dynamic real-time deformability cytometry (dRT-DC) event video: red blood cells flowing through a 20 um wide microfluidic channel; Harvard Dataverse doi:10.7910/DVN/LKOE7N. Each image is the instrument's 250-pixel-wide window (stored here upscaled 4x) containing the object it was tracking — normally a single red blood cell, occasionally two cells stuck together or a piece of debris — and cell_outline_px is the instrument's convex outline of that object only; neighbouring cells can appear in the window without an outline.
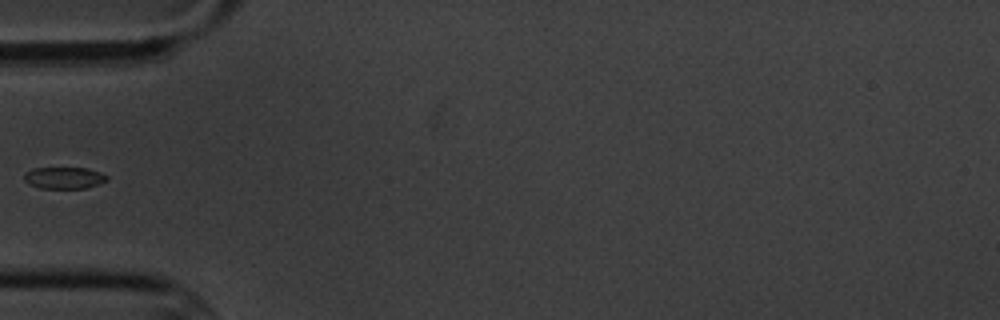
{"species": "common noctule bat (a hibernating species)", "species_latin": "Nyctalus noctula", "temperature_condition": "cold", "stored_images_in_passage": 6, "camera_frame_rate_fps": 3000, "um_per_image_px": 0.085, "animal": {"sex": "male", "body_mass_g": 20.1, "forearm_length_mm": 53.5}, "frame": {"image": 1, "passage_image": 5, "time_ms": 5.0, "image_size_px": [1000, 320], "cell_outline_px": [[108, 180], [100, 184], [84, 188], [40, 188], [28, 184], [24, 180], [24, 172], [32, 168], [88, 168], [100, 172], [108, 176]], "centroid_in_image_um": [5.44, 15.11], "position_along_channel_um": 79.6, "area_um2": 10.58}}
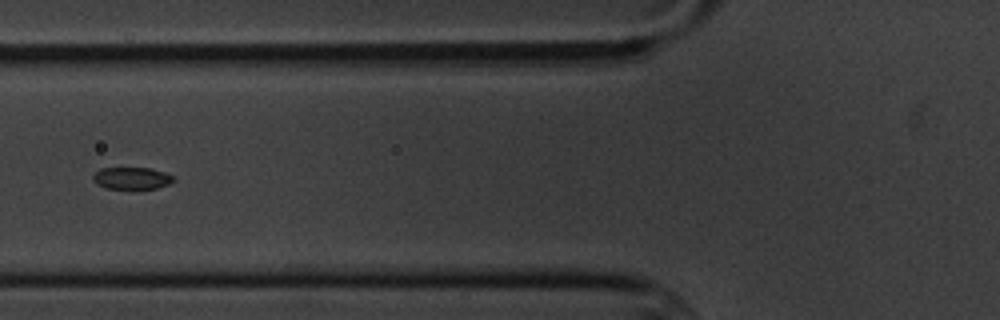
{"frame": {"image": 2, "passage_image": 6, "time_ms": 6.0, "image_size_px": [1000, 320], "cell_outline_px": [[176, 180], [168, 184], [156, 188], [104, 188], [96, 184], [92, 180], [92, 176], [100, 168], [152, 168], [164, 172], [172, 176]], "centroid_in_image_um": [11.17, 15.14], "position_along_channel_um": 114.6, "area_um2": 10.29}}